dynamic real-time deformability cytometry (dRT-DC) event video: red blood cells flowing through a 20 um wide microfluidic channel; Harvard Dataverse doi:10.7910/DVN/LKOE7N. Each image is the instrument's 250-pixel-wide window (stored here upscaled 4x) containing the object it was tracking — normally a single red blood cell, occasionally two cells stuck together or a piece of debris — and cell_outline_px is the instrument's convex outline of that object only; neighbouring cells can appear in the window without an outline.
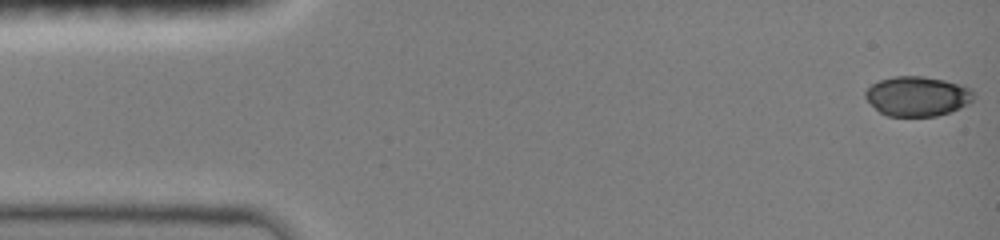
{"species": "common noctule bat (a hibernating species)", "species_latin": "Nyctalus noctula", "temperature_condition": "room temperature", "stored_images_in_passage": 47, "camera_frame_rate_fps": 3000, "um_per_image_px": 0.085, "animal": {"sex": "female", "body_mass_g": 19.0, "forearm_length_mm": 51.5}, "frame": {"image": 1, "passage_image": 1, "time_ms": 0.0, "image_size_px": [1000, 240], "cell_outline_px": [[976, 96], [968, 104], [960, 108], [936, 116], [888, 116], [880, 112], [864, 96], [864, 92], [872, 84], [880, 80], [892, 76], [924, 76], [944, 80], [960, 84], [972, 88]], "centroid_in_image_um": [78.0, 8.17], "position_along_channel_um": 7.0, "area_um2": 25.14}}
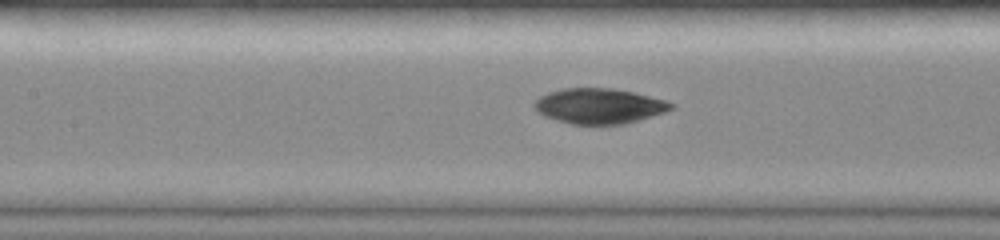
{"frame": {"image": 2, "passage_image": 21, "time_ms": 6.667, "image_size_px": [1000, 240], "cell_outline_px": [[676, 108], [664, 112], [624, 124], [572, 124], [556, 120], [544, 116], [536, 112], [532, 104], [540, 96], [548, 92], [564, 88], [612, 88], [632, 92], [664, 100], [676, 104]], "centroid_in_image_um": [50.9, 9.01], "position_along_channel_um": 156.5, "area_um2": 28.09}}
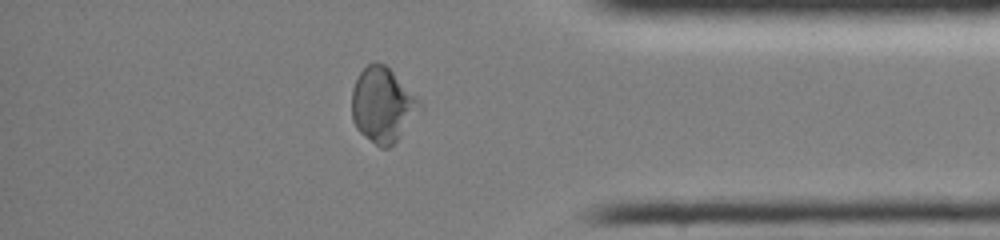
{"frame": {"image": 3, "passage_image": 40, "time_ms": 13.0, "image_size_px": [1000, 240], "cell_outline_px": [[424, 108], [400, 136], [388, 148], [380, 148], [364, 136], [356, 128], [352, 120], [352, 88], [360, 72], [368, 64], [384, 64], [420, 100]], "centroid_in_image_um": [32.53, 8.96], "position_along_channel_um": 402.7, "area_um2": 29.36}, "authors_computed_cell_mechanics": {"area_um2": 28.7844, "velocity_mm_per_s": 4.046, "shape_relaxation_time_tau1_ms": 7.75, "shape_relaxation_time_tau2_ms": 1.7947, "deformation_change_tau1": 0.1905, "deformation_change_tau2": 0.0429}}